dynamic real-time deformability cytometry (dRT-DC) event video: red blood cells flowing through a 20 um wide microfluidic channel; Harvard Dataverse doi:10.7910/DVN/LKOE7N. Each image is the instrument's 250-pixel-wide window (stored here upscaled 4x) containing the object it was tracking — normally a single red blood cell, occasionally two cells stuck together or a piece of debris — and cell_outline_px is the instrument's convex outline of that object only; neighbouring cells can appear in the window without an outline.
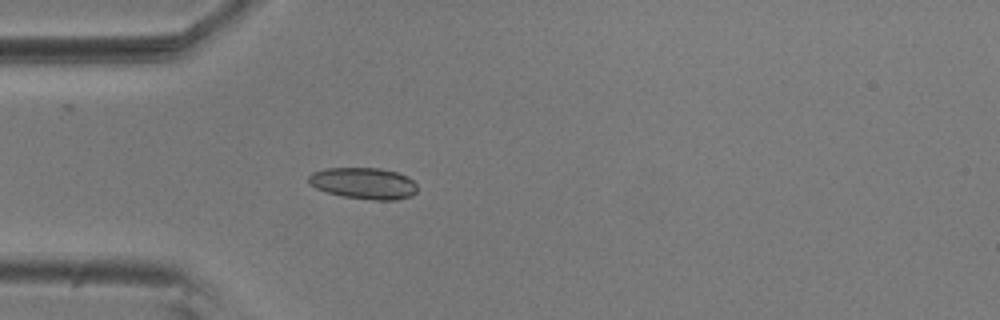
{"species": "common noctule bat (a hibernating species)", "species_latin": "Nyctalus noctula", "temperature_condition": "room temperature", "stored_images_in_passage": 40, "camera_frame_rate_fps": 3000, "um_per_image_px": 0.085, "animal": {"sex": "male", "body_mass_g": 20.5, "forearm_length_mm": 52.5}, "frame": {"image": 1, "passage_image": 1, "time_ms": 0.0, "image_size_px": [1000, 320], "cell_outline_px": [[416, 192], [412, 196], [396, 200], [376, 200], [340, 196], [316, 188], [308, 184], [308, 176], [312, 172], [324, 168], [380, 168], [396, 172], [408, 176], [416, 184]], "centroid_in_image_um": [30.9, 15.58], "position_along_channel_um": 54.1, "area_um2": 20.06}}
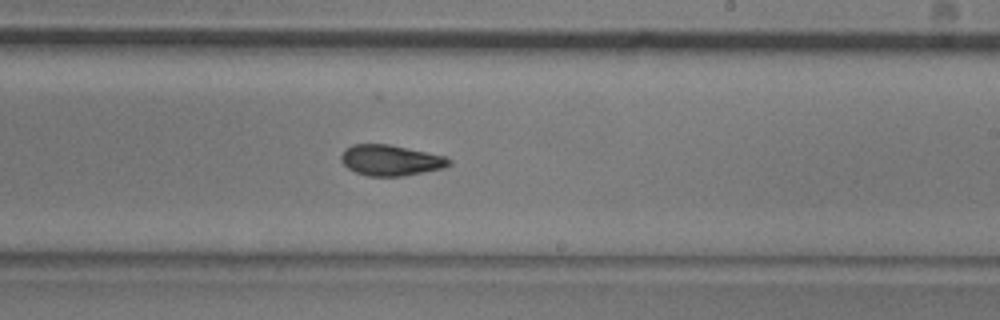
{"frame": {"image": 2, "passage_image": 18, "time_ms": 5.667, "image_size_px": [1000, 320], "cell_outline_px": [[452, 164], [444, 168], [404, 176], [368, 176], [356, 172], [348, 168], [340, 160], [340, 156], [344, 148], [352, 144], [388, 144], [444, 156], [452, 160]], "centroid_in_image_um": [33.19, 13.62], "position_along_channel_um": 255.8, "area_um2": 19.36}}
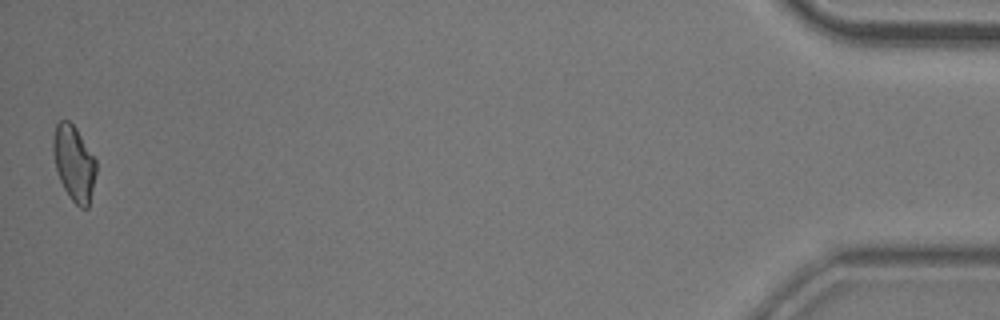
{"frame": {"image": 3, "passage_image": 40, "time_ms": 13.0, "image_size_px": [1000, 320], "cell_outline_px": [[96, 172], [88, 208], [80, 208], [68, 196], [60, 180], [56, 168], [52, 152], [52, 136], [56, 124], [60, 120], [68, 120], [76, 128], [96, 160]], "centroid_in_image_um": [6.27, 13.86], "position_along_channel_um": 428.9, "area_um2": 18.84}, "authors_computed_cell_mechanics": {"area_um2": 19.2185, "velocity_mm_per_s": 3.6625, "shape_relaxation_time_tau1_ms": 6.3862, "shape_relaxation_time_tau2_ms": 3.2796, "deformation_change_tau1": 0.1589, "deformation_change_tau2": 0.1056}}